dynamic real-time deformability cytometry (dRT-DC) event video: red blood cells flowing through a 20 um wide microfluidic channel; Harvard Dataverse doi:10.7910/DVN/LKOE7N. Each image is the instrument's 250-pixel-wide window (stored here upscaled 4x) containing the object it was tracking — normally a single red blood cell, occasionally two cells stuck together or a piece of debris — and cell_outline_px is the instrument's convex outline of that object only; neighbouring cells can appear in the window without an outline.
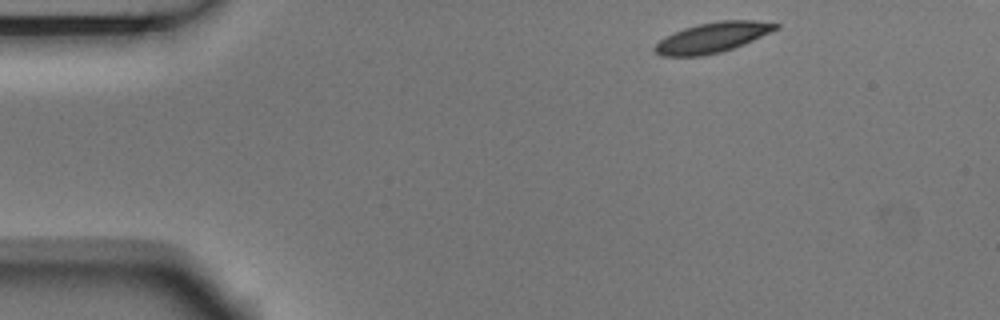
{"species": "Egyptian fruit bat (a non-hibernating species)", "species_latin": "Rousettus aegyptiacus", "temperature_condition": "room temperature", "stored_images_in_passage": 4, "camera_frame_rate_fps": 3000, "um_per_image_px": 0.085, "animal": {"sex": "male"}, "frame": {"image": 1, "passage_image": 1, "time_ms": 0.0, "image_size_px": [1000, 320], "cell_outline_px": [[780, 28], [744, 44], [720, 52], [700, 56], [660, 56], [652, 48], [660, 40], [684, 28], [700, 24], [720, 20], [756, 20], [780, 24]], "centroid_in_image_um": [60.59, 3.18], "position_along_channel_um": 24.4, "area_um2": 21.04}}
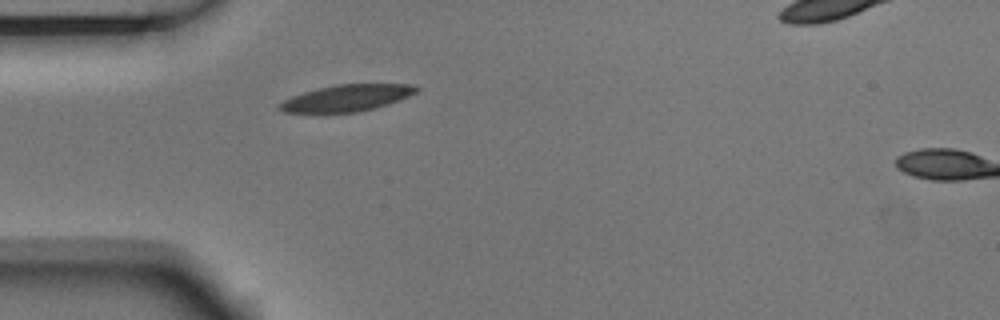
{"frame": {"image": 2, "passage_image": 3, "time_ms": 0.667, "image_size_px": [1000, 320], "cell_outline_px": [[420, 88], [416, 92], [400, 100], [388, 104], [356, 112], [284, 112], [276, 108], [284, 100], [292, 96], [304, 92], [336, 84], [412, 84]], "centroid_in_image_um": [29.49, 8.32], "position_along_channel_um": 55.5, "area_um2": 20.87}}